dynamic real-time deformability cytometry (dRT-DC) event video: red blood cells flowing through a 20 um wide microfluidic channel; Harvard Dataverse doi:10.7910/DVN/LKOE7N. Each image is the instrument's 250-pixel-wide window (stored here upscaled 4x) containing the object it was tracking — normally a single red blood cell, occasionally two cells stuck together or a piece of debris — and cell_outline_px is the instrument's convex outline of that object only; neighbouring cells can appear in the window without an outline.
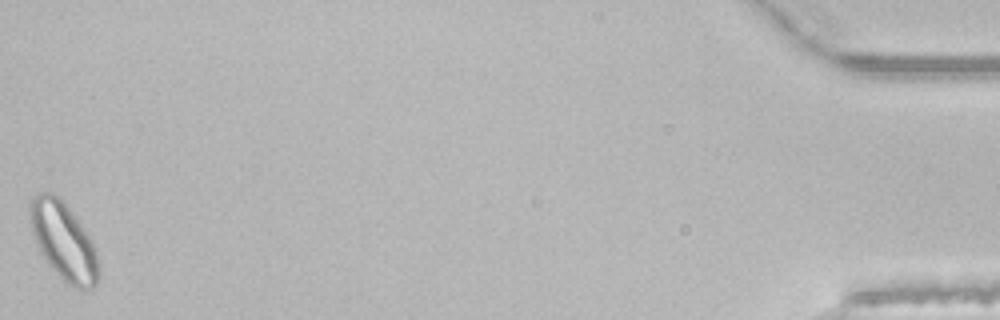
{"species": "common noctule bat (a hibernating species)", "species_latin": "Nyctalus noctula", "temperature_condition": "room temperature", "stored_images_in_passage": 48, "segment_of_instrument_passage": [2, 2], "camera_frame_rate_fps": 3000, "um_per_image_px": 0.085, "animal": {"sex": "male", "body_mass_g": 21.5, "forearm_length_mm": 52.0}, "frame": {"image": 1, "passage_image": 48, "time_ms": 15.667, "image_size_px": [1000, 320], "cell_outline_px": [[100, 276], [96, 284], [92, 288], [76, 288], [64, 280], [48, 264], [40, 252], [32, 232], [28, 212], [28, 208], [32, 200], [40, 192], [48, 192], [64, 200], [84, 228], [92, 240], [96, 248], [100, 264]], "centroid_in_image_um": [5.43, 20.49], "position_along_channel_um": 429.8, "area_um2": 31.15}}